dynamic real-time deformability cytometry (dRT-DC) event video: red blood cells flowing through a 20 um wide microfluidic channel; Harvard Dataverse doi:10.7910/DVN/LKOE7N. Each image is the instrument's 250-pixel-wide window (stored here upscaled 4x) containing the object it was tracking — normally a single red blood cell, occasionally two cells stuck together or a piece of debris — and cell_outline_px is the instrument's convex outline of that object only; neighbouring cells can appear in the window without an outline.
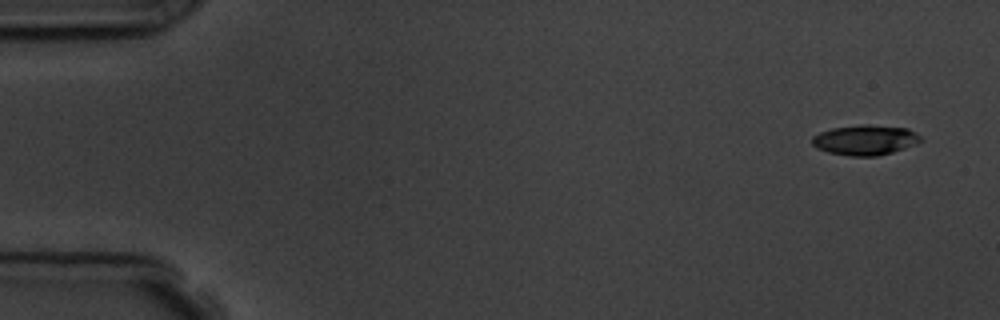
{"species": "common noctule bat (a hibernating species)", "species_latin": "Nyctalus noctula", "temperature_condition": "room temperature", "stored_images_in_passage": 4, "camera_frame_rate_fps": 3000, "um_per_image_px": 0.085, "animal": {"sex": "male", "body_mass_g": 19.5, "forearm_length_mm": 54.6}, "frame": {"image": 1, "passage_image": 1, "time_ms": 0.0, "image_size_px": [1000, 320], "cell_outline_px": [[924, 140], [916, 144], [892, 152], [876, 156], [848, 156], [828, 152], [816, 148], [812, 144], [812, 136], [820, 132], [832, 128], [860, 124], [868, 124], [908, 128], [916, 132]], "centroid_in_image_um": [73.54, 11.89], "position_along_channel_um": 11.5, "area_um2": 19.25}}
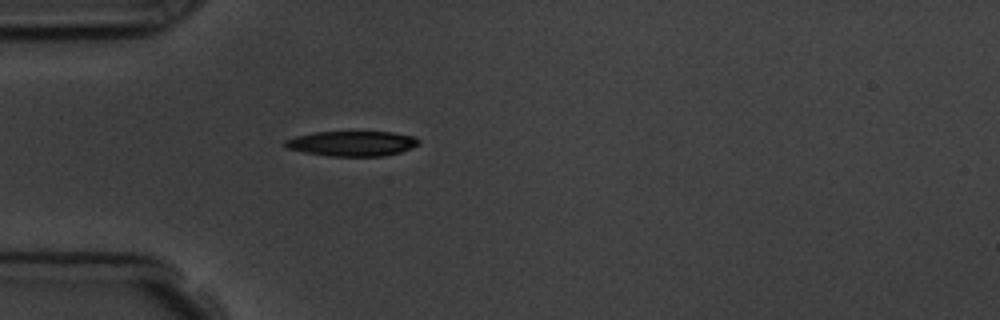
{"frame": {"image": 2, "passage_image": 4, "time_ms": 4.333, "image_size_px": [1000, 320], "cell_outline_px": [[420, 144], [412, 148], [400, 152], [384, 156], [328, 156], [304, 152], [284, 148], [284, 140], [296, 136], [316, 132], [392, 132], [416, 136], [420, 140]], "centroid_in_image_um": [29.94, 12.2], "position_along_channel_um": 55.1, "area_um2": 19.71}}